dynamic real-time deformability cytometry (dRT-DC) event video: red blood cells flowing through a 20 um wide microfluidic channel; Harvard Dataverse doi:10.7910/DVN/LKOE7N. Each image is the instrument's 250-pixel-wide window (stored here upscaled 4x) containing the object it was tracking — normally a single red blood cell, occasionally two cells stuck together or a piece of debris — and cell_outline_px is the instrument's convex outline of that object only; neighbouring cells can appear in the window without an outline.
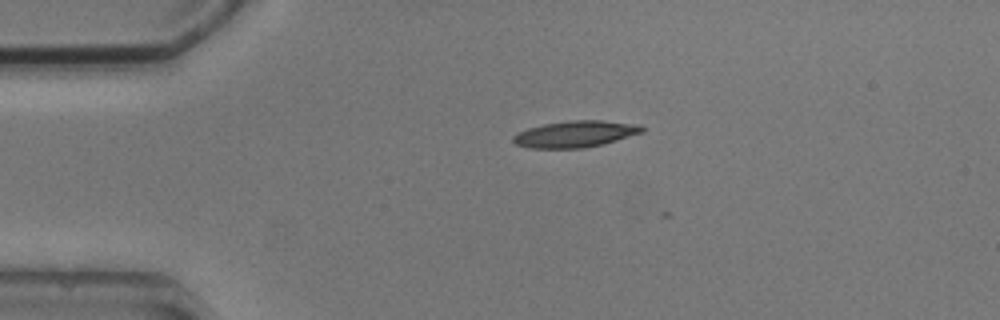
{"species": "common noctule bat (a hibernating species)", "species_latin": "Nyctalus noctula", "temperature_condition": "cold", "stored_images_in_passage": 2, "camera_frame_rate_fps": 3000, "um_per_image_px": 0.085, "animal": {"sex": "male", "body_mass_g": 20.5, "forearm_length_mm": 52.5}, "frame": {"image": 1, "passage_image": 1, "time_ms": 0.0, "image_size_px": [1000, 320], "cell_outline_px": [[644, 132], [604, 144], [584, 148], [528, 148], [516, 144], [512, 140], [512, 136], [528, 128], [544, 124], [568, 120], [600, 120], [640, 124], [644, 128]], "centroid_in_image_um": [48.93, 11.39], "position_along_channel_um": 36.1, "area_um2": 20.0}}